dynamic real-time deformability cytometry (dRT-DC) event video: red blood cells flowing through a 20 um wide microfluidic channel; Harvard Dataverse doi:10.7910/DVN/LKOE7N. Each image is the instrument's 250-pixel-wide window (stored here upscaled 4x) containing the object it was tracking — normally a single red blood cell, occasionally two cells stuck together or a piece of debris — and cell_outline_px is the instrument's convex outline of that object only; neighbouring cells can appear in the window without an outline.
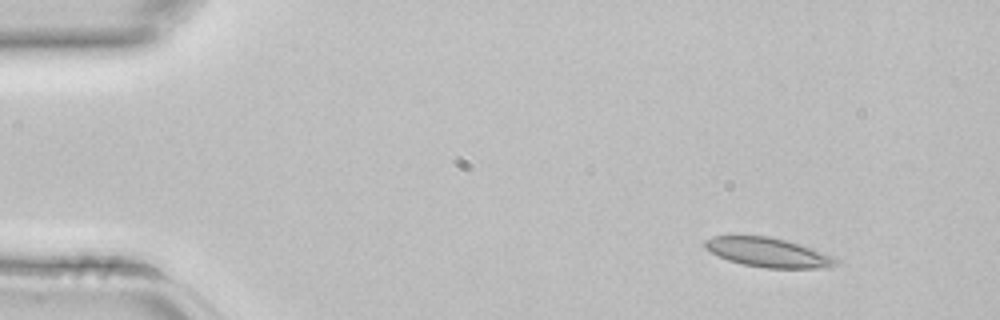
{"species": "common noctule bat (a hibernating species)", "species_latin": "Nyctalus noctula", "temperature_condition": "room temperature", "stored_images_in_passage": 2, "camera_frame_rate_fps": 3000, "um_per_image_px": 0.085, "animal": {"sex": "female", "body_mass_g": 22.7, "forearm_length_mm": 54.2}, "frame": {"image": 1, "passage_image": 1, "time_ms": 0.0, "image_size_px": [1000, 320], "cell_outline_px": [[840, 264], [828, 268], [764, 268], [744, 264], [728, 260], [704, 248], [704, 240], [712, 236], [768, 236], [800, 244], [836, 256], [840, 260]], "centroid_in_image_um": [65.37, 21.46], "position_along_channel_um": 19.6, "area_um2": 22.54}}